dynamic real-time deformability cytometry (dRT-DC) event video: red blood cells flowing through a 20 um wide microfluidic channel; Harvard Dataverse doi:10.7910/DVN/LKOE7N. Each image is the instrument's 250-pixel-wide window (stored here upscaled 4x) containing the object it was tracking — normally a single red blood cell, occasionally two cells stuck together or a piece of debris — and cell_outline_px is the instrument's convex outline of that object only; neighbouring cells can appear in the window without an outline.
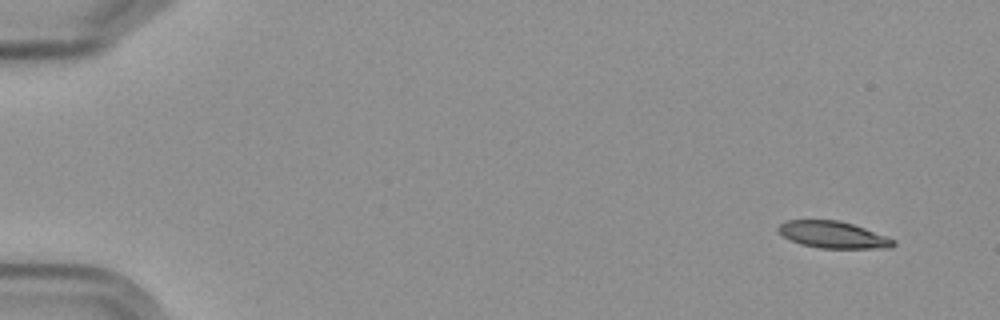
{"species": "Egyptian fruit bat (a non-hibernating species)", "species_latin": "Rousettus aegyptiacus", "temperature_condition": "cold", "stored_images_in_passage": 5, "camera_frame_rate_fps": 3000, "um_per_image_px": 0.085, "frame": {"image": 1, "passage_image": 1, "time_ms": 0.0, "image_size_px": [1000, 320], "cell_outline_px": [[896, 244], [892, 248], [820, 248], [800, 244], [784, 236], [776, 228], [784, 220], [840, 220], [864, 228], [896, 240]], "centroid_in_image_um": [70.82, 19.95], "position_along_channel_um": 14.2, "area_um2": 17.92}}
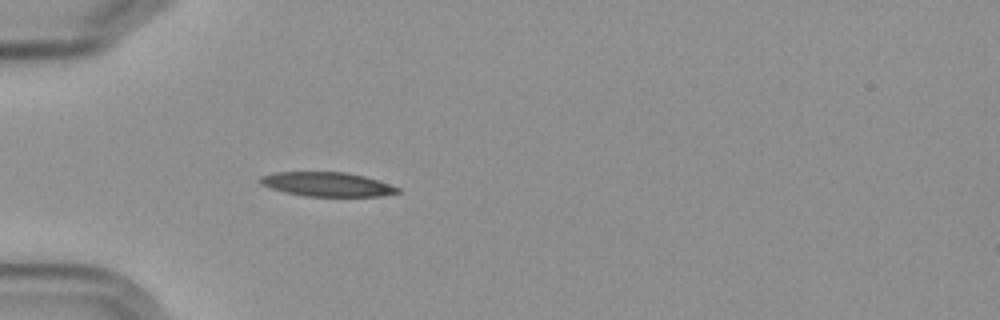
{"frame": {"image": 2, "passage_image": 5, "time_ms": 4.667, "image_size_px": [1000, 320], "cell_outline_px": [[400, 192], [380, 196], [308, 196], [288, 192], [272, 188], [260, 184], [260, 176], [276, 172], [344, 172], [364, 176], [400, 188]], "centroid_in_image_um": [27.81, 15.66], "position_along_channel_um": 57.2, "area_um2": 19.02}}